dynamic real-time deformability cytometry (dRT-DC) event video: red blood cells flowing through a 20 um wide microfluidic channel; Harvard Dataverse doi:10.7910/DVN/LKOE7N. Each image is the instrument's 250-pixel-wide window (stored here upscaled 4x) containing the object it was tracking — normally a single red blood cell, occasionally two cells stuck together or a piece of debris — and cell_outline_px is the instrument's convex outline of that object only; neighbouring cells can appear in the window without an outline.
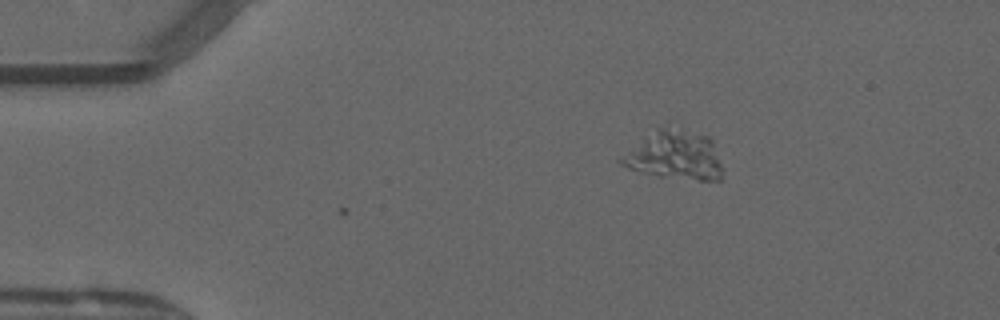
{"species": "common noctule bat (a hibernating species)", "species_latin": "Nyctalus noctula", "temperature_condition": "warm", "stored_images_in_passage": 5, "camera_frame_rate_fps": 3000, "um_per_image_px": 0.085, "animal": {"sex": "male", "forearm_length_mm": 52.5}, "frame": {"image": 1, "passage_image": 5, "time_ms": 1.333, "image_size_px": [1000, 320], "cell_outline_px": [[724, 168], [720, 180], [696, 180], [660, 176], [640, 172], [628, 168], [620, 164], [616, 160], [644, 136], [656, 128], [660, 128], [708, 136], [712, 140]], "centroid_in_image_um": [57.34, 13.25], "position_along_channel_um": 27.7, "area_um2": 28.5}}